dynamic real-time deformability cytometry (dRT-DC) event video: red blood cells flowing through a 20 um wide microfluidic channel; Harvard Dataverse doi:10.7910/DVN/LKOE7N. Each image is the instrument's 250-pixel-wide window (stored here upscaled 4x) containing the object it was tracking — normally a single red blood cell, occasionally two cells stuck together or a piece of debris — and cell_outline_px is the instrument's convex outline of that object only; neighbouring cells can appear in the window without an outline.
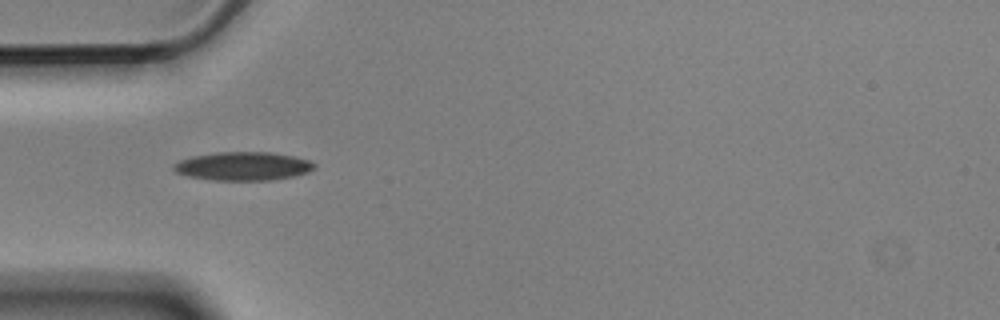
{"species": "Egyptian fruit bat (a non-hibernating species)", "species_latin": "Rousettus aegyptiacus", "temperature_condition": "cold", "stored_images_in_passage": 2, "camera_frame_rate_fps": 3000, "um_per_image_px": 0.085, "animal": {"sex": "male"}, "frame": {"image": 1, "passage_image": 1, "time_ms": 0.0, "image_size_px": [1000, 320], "cell_outline_px": [[316, 168], [308, 172], [296, 176], [272, 180], [212, 180], [188, 176], [176, 172], [172, 168], [172, 164], [180, 160], [192, 156], [216, 152], [272, 152], [292, 156], [308, 160], [316, 164]], "centroid_in_image_um": [20.66, 14.12], "position_along_channel_um": 64.3, "area_um2": 23.52}}
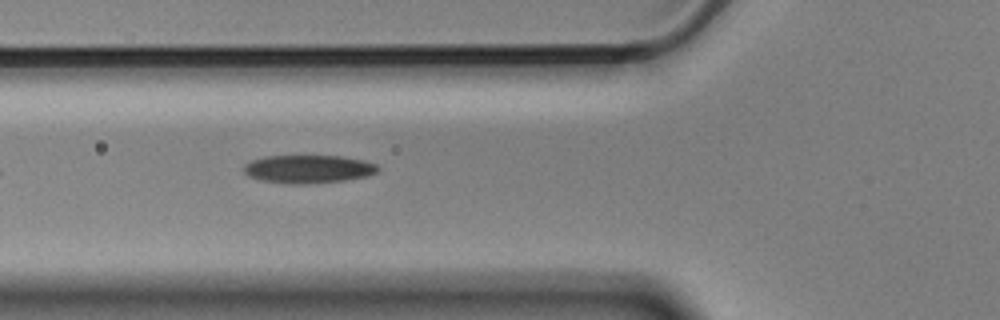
{"frame": {"image": 2, "passage_image": 2, "time_ms": 0.333, "image_size_px": [1000, 320], "cell_outline_px": [[380, 168], [376, 172], [364, 176], [344, 180], [260, 180], [248, 176], [244, 172], [244, 164], [252, 160], [264, 156], [340, 156], [364, 160], [376, 164]], "centroid_in_image_um": [26.21, 14.29], "position_along_channel_um": 99.6, "area_um2": 20.46}}